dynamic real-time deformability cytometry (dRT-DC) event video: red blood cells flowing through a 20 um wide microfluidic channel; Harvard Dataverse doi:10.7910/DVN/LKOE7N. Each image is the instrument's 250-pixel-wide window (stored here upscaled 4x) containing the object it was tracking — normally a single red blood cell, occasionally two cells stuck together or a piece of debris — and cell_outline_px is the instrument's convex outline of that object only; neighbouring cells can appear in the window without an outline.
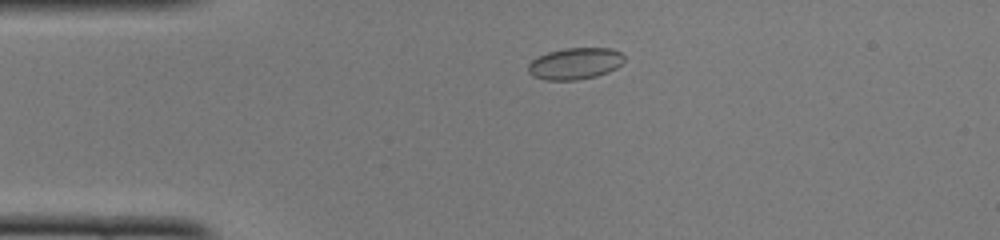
{"species": "common noctule bat (a hibernating species)", "species_latin": "Nyctalus noctula", "temperature_condition": "cold", "stored_images_in_passage": 39, "camera_frame_rate_fps": 3000, "um_per_image_px": 0.085, "animal": {"sex": "female", "body_mass_g": 22.0, "forearm_length_mm": 56.7}, "frame": {"image": 1, "passage_image": 1, "time_ms": 0.0, "image_size_px": [1000, 240], "cell_outline_px": [[624, 60], [616, 68], [608, 72], [596, 76], [576, 80], [544, 80], [532, 76], [528, 72], [528, 64], [532, 60], [548, 52], [564, 48], [612, 48], [620, 52], [624, 56]], "centroid_in_image_um": [48.87, 5.4], "position_along_channel_um": 36.1, "area_um2": 17.69}}
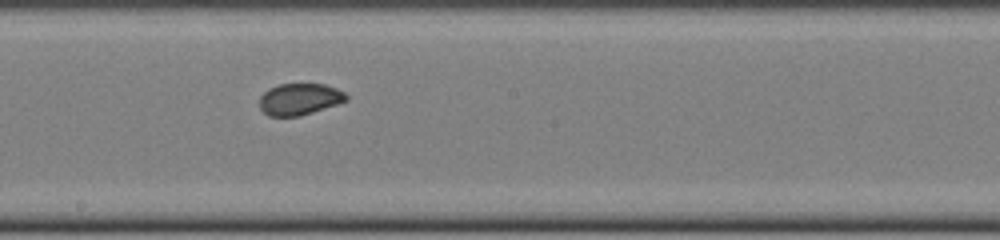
{"frame": {"image": 2, "passage_image": 17, "time_ms": 5.333, "image_size_px": [1000, 240], "cell_outline_px": [[348, 100], [300, 116], [268, 116], [260, 108], [260, 96], [268, 88], [280, 84], [324, 84], [336, 88], [344, 92], [348, 96]], "centroid_in_image_um": [25.45, 8.42], "position_along_channel_um": 222.8, "area_um2": 15.9}}
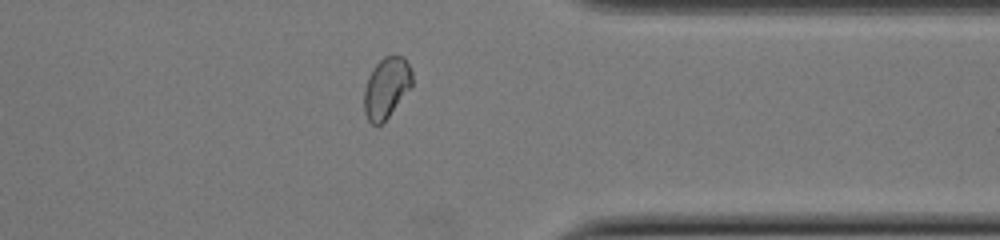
{"frame": {"image": 3, "passage_image": 29, "time_ms": 9.333, "image_size_px": [1000, 240], "cell_outline_px": [[412, 84], [388, 116], [380, 124], [372, 124], [368, 120], [364, 112], [364, 88], [368, 76], [372, 68], [384, 56], [404, 56], [412, 72]], "centroid_in_image_um": [32.81, 7.43], "position_along_channel_um": 378.6, "area_um2": 16.7}, "authors_computed_cell_mechanics": {"area_um2": 16.7042, "velocity_mm_per_s": 4.0874, "shape_relaxation_time_tau1_ms": 8.8945, "shape_relaxation_time_tau2_ms": null, "deformation_change_tau1": 0.1367, "deformation_change_tau2": null}}